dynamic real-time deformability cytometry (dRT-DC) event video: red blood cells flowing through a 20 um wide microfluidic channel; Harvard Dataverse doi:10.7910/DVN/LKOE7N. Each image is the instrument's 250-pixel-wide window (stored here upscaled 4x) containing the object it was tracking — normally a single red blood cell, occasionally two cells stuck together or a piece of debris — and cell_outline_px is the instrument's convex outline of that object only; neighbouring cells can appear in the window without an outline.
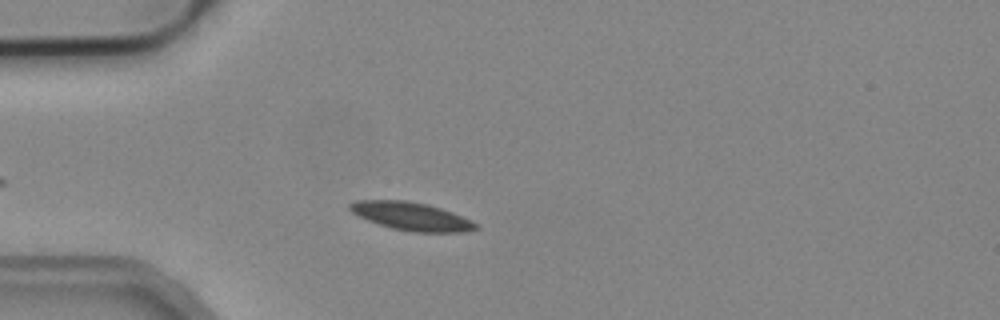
{"species": "common noctule bat (a hibernating species)", "species_latin": "Nyctalus noctula", "temperature_condition": "cold", "stored_images_in_passage": 35, "camera_frame_rate_fps": 3000, "um_per_image_px": 0.085, "animal": {"sex": "male", "body_mass_g": 19.2, "forearm_length_mm": 51.8}, "frame": {"image": 1, "passage_image": 7, "time_ms": 2.0, "image_size_px": [1000, 320], "cell_outline_px": [[480, 228], [468, 232], [412, 232], [392, 228], [368, 220], [352, 212], [348, 208], [348, 204], [356, 200], [404, 200], [428, 204], [452, 212], [472, 220], [480, 224]], "centroid_in_image_um": [35.03, 18.39], "position_along_channel_um": 50.0, "area_um2": 20.75}}
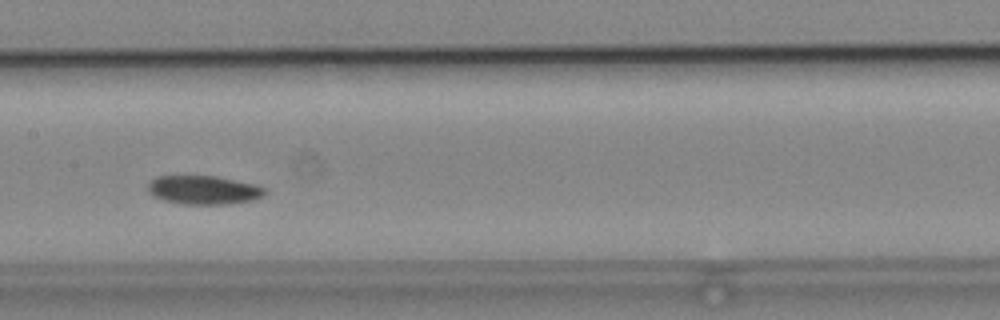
{"frame": {"image": 2, "passage_image": 19, "time_ms": 6.0, "image_size_px": [1000, 320], "cell_outline_px": [[264, 192], [260, 196], [252, 200], [228, 204], [184, 204], [164, 200], [152, 196], [148, 192], [148, 184], [156, 176], [216, 176], [256, 184], [264, 188]], "centroid_in_image_um": [17.26, 16.14], "position_along_channel_um": 190.1, "area_um2": 19.42}}
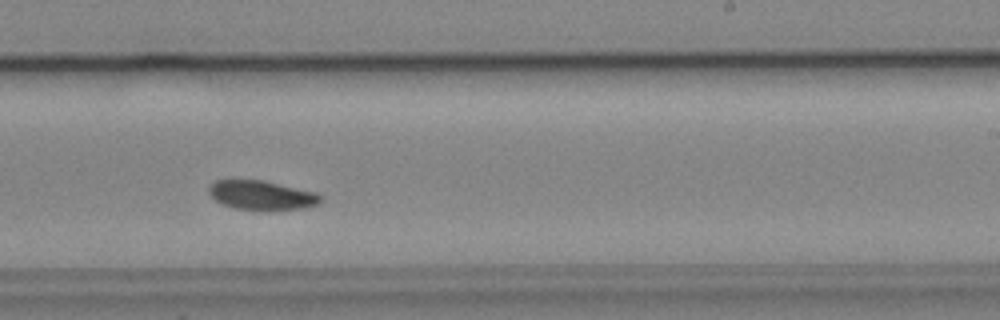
{"frame": {"image": 3, "passage_image": 25, "time_ms": 8.0, "image_size_px": [1000, 320], "cell_outline_px": [[324, 196], [320, 204], [304, 208], [236, 208], [220, 204], [208, 192], [208, 188], [216, 180], [264, 180], [316, 192]], "centroid_in_image_um": [22.27, 16.56], "position_along_channel_um": 266.7, "area_um2": 18.61}, "authors_computed_cell_mechanics": {"area_um2": 19.5364, "velocity_mm_per_s": 3.8563, "shape_relaxation_time_tau1_ms": 5.4492, "shape_relaxation_time_tau2_ms": null, "deformation_change_tau1": 0.0845, "deformation_change_tau2": null}}